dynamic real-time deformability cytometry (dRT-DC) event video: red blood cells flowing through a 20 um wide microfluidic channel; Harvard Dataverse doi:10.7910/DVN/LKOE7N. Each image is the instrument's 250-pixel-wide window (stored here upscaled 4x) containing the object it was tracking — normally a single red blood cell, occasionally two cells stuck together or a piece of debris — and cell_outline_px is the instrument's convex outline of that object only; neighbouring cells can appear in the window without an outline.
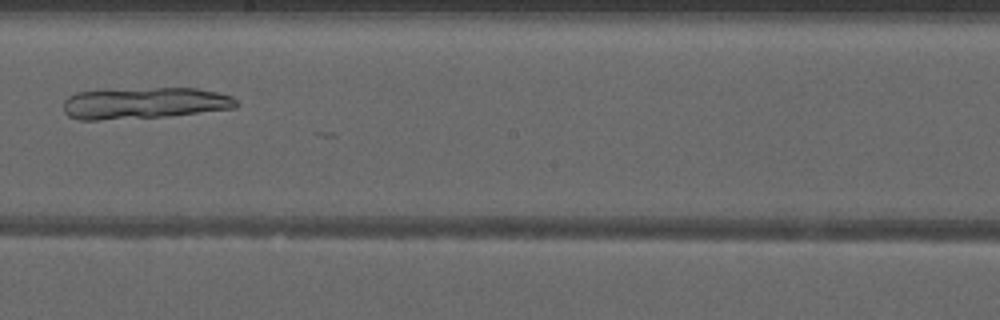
{"species": "common noctule bat (a hibernating species)", "species_latin": "Nyctalus noctula", "temperature_condition": "warm", "stored_images_in_passage": 45, "camera_frame_rate_fps": 3000, "um_per_image_px": 0.085, "animal": {"sex": "male", "forearm_length_mm": 52.5}, "frame": {"image": 1, "passage_image": 24, "time_ms": 7.667, "image_size_px": [1000, 320], "cell_outline_px": [[240, 104], [236, 108], [168, 116], [100, 120], [80, 120], [68, 116], [64, 112], [64, 100], [68, 96], [76, 92], [156, 88], [196, 88], [216, 92], [232, 96]], "centroid_in_image_um": [12.29, 8.78], "position_along_channel_um": 235.9, "area_um2": 31.56}}
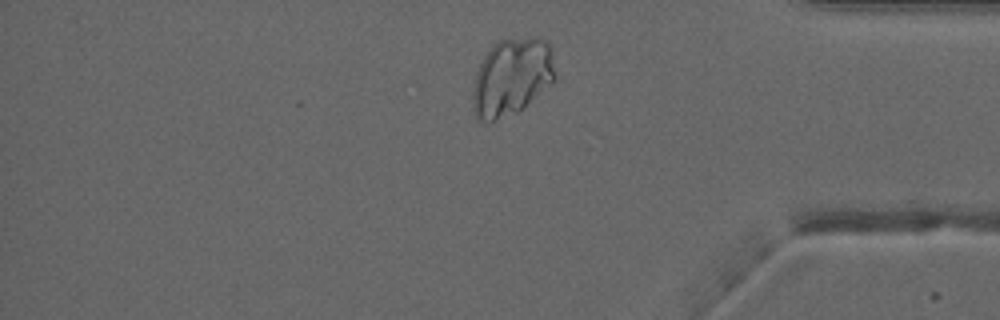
{"frame": {"image": 2, "passage_image": 37, "time_ms": 12.0, "image_size_px": [1000, 320], "cell_outline_px": [[556, 80], [552, 84], [516, 112], [488, 124], [480, 124], [472, 108], [472, 92], [476, 72], [484, 56], [492, 44], [496, 40], [532, 36], [540, 36], [548, 40], [552, 44], [556, 72]], "centroid_in_image_um": [43.52, 6.51], "position_along_channel_um": 391.7, "area_um2": 38.38}}
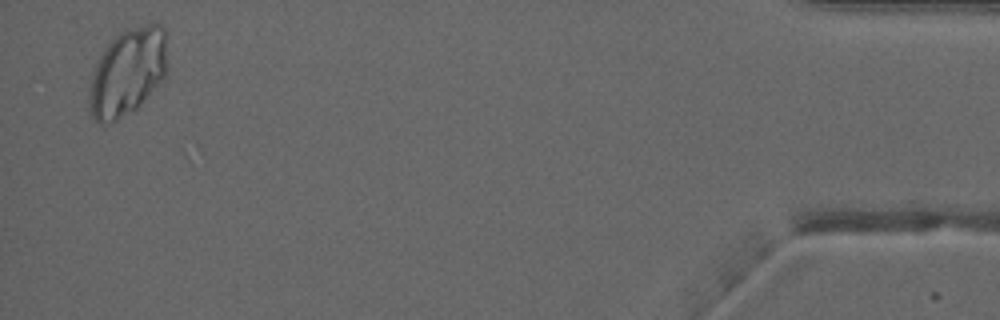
{"frame": {"image": 3, "passage_image": 44, "time_ms": 14.333, "image_size_px": [1000, 320], "cell_outline_px": [[168, 68], [164, 76], [140, 104], [136, 108], [112, 120], [100, 124], [96, 124], [88, 108], [88, 96], [92, 72], [96, 60], [104, 48], [120, 32], [132, 28], [148, 24], [160, 24], [168, 32]], "centroid_in_image_um": [10.86, 6.08], "position_along_channel_um": 424.3, "area_um2": 40.0}}